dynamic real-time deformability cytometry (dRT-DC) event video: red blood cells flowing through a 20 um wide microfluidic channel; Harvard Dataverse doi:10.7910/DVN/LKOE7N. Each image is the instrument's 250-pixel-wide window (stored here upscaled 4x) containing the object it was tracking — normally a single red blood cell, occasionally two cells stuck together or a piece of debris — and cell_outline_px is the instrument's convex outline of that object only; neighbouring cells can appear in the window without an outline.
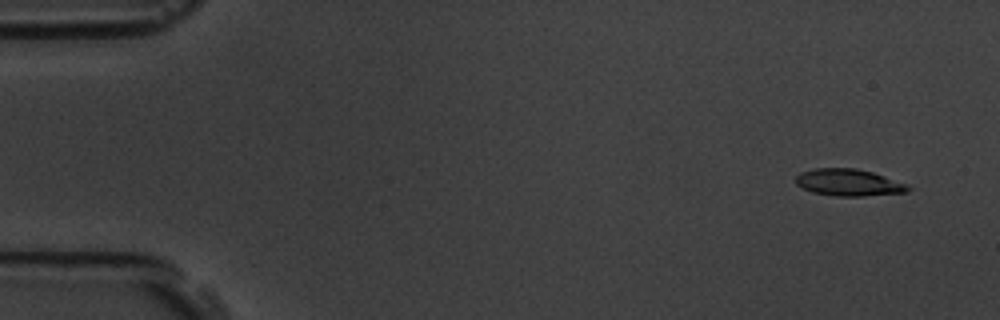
{"species": "common noctule bat (a hibernating species)", "species_latin": "Nyctalus noctula", "temperature_condition": "room temperature", "stored_images_in_passage": 5, "camera_frame_rate_fps": 3000, "um_per_image_px": 0.085, "animal": {"sex": "male", "body_mass_g": 19.5, "forearm_length_mm": 54.6}, "frame": {"image": 1, "passage_image": 2, "time_ms": 1.0, "image_size_px": [1000, 320], "cell_outline_px": [[912, 188], [908, 192], [864, 196], [836, 196], [812, 192], [796, 184], [796, 176], [800, 172], [816, 168], [856, 168], [872, 172], [908, 184]], "centroid_in_image_um": [72.16, 15.51], "position_along_channel_um": 12.8, "area_um2": 17.63}}
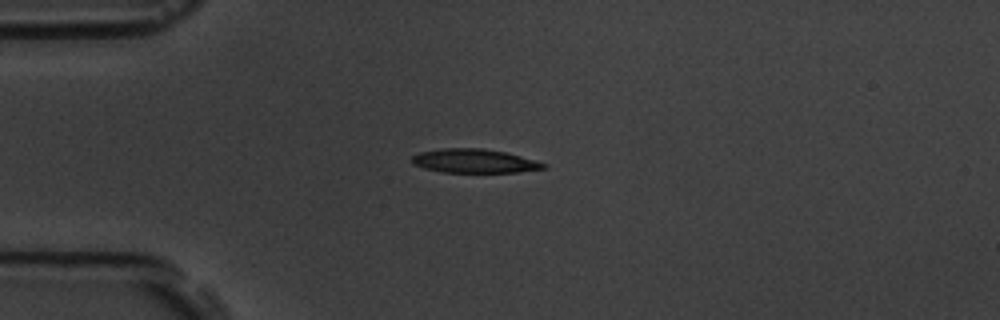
{"frame": {"image": 2, "passage_image": 5, "time_ms": 4.667, "image_size_px": [1000, 320], "cell_outline_px": [[548, 168], [516, 172], [440, 172], [424, 168], [412, 164], [412, 156], [420, 152], [440, 148], [484, 148], [504, 152], [536, 160], [548, 164]], "centroid_in_image_um": [40.32, 13.68], "position_along_channel_um": 44.7, "area_um2": 18.38}}